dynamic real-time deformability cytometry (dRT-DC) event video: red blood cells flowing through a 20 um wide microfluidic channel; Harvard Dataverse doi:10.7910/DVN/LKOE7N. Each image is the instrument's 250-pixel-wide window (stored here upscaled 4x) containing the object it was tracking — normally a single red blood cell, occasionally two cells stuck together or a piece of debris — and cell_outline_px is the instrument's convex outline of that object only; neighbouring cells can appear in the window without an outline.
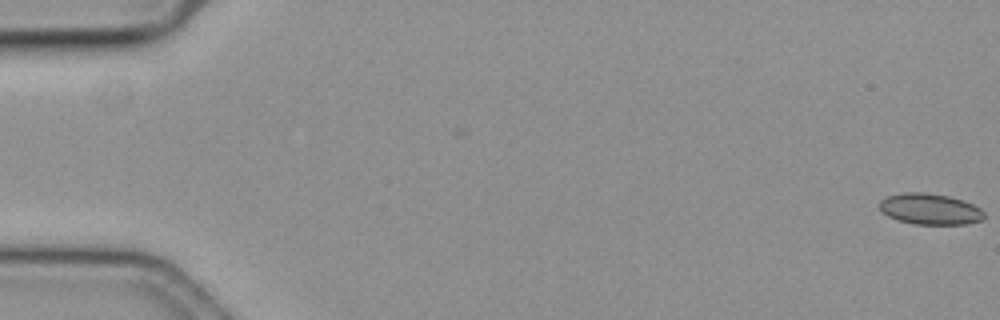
{"species": "common noctule bat (a hibernating species)", "species_latin": "Nyctalus noctula", "temperature_condition": "cold", "stored_images_in_passage": 8, "camera_frame_rate_fps": 3000, "um_per_image_px": 0.085, "animal": {"sex": "female", "body_mass_g": 19.3, "forearm_length_mm": 54.1}, "frame": {"image": 1, "passage_image": 1, "time_ms": 0.0, "image_size_px": [1000, 320], "cell_outline_px": [[984, 216], [980, 220], [964, 224], [912, 224], [888, 216], [880, 212], [880, 200], [888, 196], [904, 192], [924, 192], [948, 196], [972, 204], [980, 208], [984, 212]], "centroid_in_image_um": [79.01, 17.77], "position_along_channel_um": 6.0, "area_um2": 18.73}}